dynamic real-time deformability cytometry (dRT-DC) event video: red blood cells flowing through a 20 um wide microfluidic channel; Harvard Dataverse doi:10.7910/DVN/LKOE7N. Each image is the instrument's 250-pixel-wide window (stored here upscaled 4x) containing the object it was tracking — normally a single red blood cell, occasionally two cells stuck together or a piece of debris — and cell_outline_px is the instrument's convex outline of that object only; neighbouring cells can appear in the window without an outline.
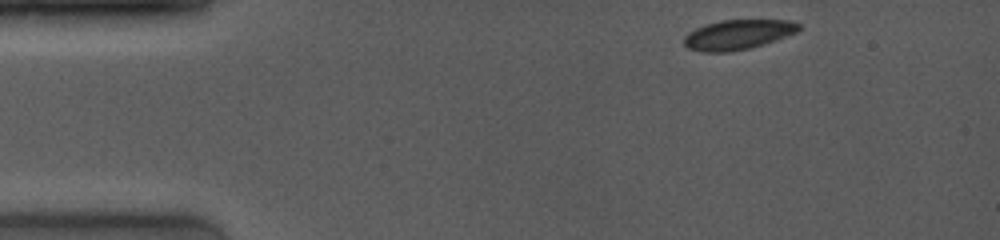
{"species": "common noctule bat (a hibernating species)", "species_latin": "Nyctalus noctula", "temperature_condition": "room temperature", "stored_images_in_passage": 47, "camera_frame_rate_fps": 4000, "um_per_image_px": 0.085, "animal": {"sex": "female", "body_mass_g": 19.0, "forearm_length_mm": 53.3}, "frame": {"image": 1, "passage_image": 1, "time_ms": 0.0, "image_size_px": [1000, 240], "cell_outline_px": [[800, 28], [796, 32], [788, 36], [752, 48], [728, 52], [700, 52], [688, 48], [684, 44], [684, 36], [688, 32], [704, 24], [720, 20], [788, 20], [800, 24]], "centroid_in_image_um": [62.7, 2.95], "position_along_channel_um": 22.3, "area_um2": 20.11}}
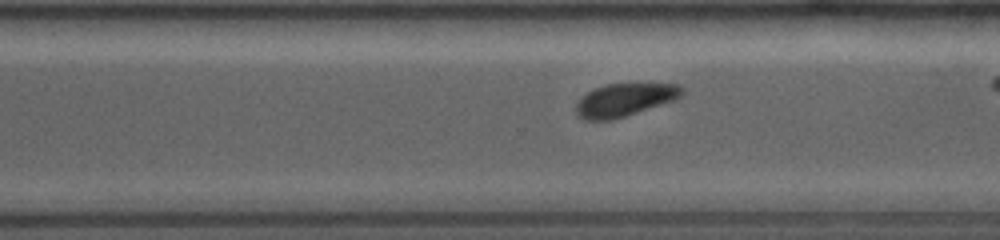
{"frame": {"image": 2, "passage_image": 38, "time_ms": 9.25, "image_size_px": [1000, 240], "cell_outline_px": [[684, 92], [680, 96], [672, 100], [612, 120], [584, 120], [576, 116], [576, 104], [588, 92], [604, 84], [680, 84], [684, 88]], "centroid_in_image_um": [53.06, 8.49], "position_along_channel_um": 317.5, "area_um2": 19.88}}
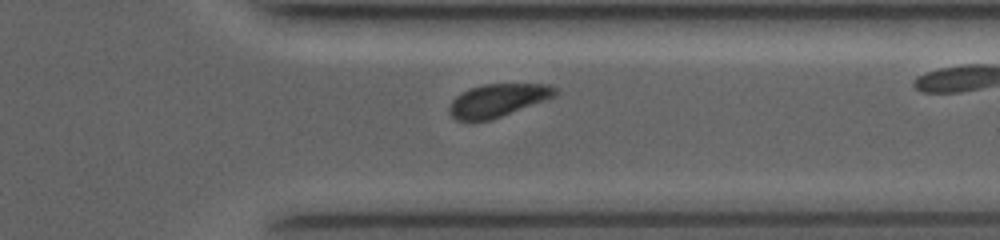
{"frame": {"image": 3, "passage_image": 43, "time_ms": 10.5, "image_size_px": [1000, 240], "cell_outline_px": [[560, 92], [556, 96], [492, 120], [472, 124], [468, 124], [456, 120], [448, 112], [448, 108], [452, 100], [456, 96], [472, 88], [484, 84], [548, 84], [556, 88]], "centroid_in_image_um": [42.28, 8.58], "position_along_channel_um": 369.1, "area_um2": 20.81}}